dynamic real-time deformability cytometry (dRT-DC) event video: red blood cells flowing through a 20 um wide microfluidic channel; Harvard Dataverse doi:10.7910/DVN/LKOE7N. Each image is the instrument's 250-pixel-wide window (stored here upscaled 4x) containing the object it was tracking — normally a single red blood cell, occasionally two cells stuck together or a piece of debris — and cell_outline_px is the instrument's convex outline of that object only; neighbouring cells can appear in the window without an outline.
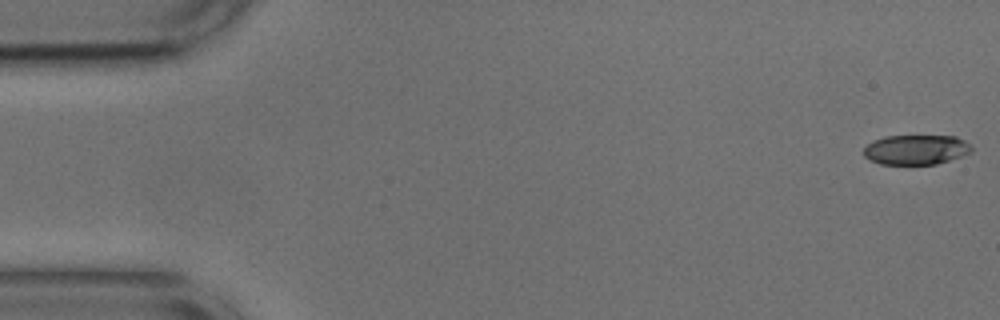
{"species": "common noctule bat (a hibernating species)", "species_latin": "Nyctalus noctula", "temperature_condition": "cold", "stored_images_in_passage": 9, "camera_frame_rate_fps": 3000, "um_per_image_px": 0.085, "animal": {"sex": "male", "body_mass_g": 17.9, "forearm_length_mm": 54.2}, "frame": {"image": 1, "passage_image": 1, "time_ms": 0.0, "image_size_px": [1000, 320], "cell_outline_px": [[972, 152], [936, 164], [880, 164], [864, 156], [864, 148], [872, 140], [884, 136], [956, 136], [964, 140], [972, 148]], "centroid_in_image_um": [77.84, 12.71], "position_along_channel_um": 7.2, "area_um2": 18.61}}